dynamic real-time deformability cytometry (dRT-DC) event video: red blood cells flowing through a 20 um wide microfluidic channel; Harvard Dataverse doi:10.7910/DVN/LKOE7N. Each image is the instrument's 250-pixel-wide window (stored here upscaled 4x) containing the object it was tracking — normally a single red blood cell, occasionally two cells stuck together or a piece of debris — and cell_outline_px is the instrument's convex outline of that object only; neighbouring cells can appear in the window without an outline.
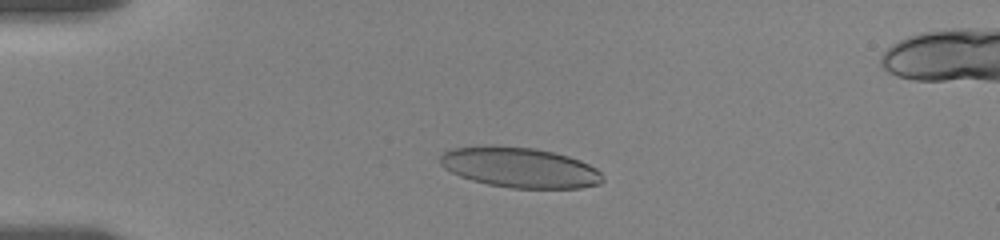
{"species": "human", "species_latin": "Homo sapiens", "temperature_condition": "room temperature", "stored_images_in_passage": 14, "camera_frame_rate_fps": 3000, "um_per_image_px": 0.085, "donor": {"sex": "female"}, "frame": {"image": 1, "passage_image": 2, "time_ms": 0.333, "image_size_px": [1000, 240], "cell_outline_px": [[604, 180], [600, 184], [580, 188], [512, 188], [488, 184], [472, 180], [460, 176], [444, 168], [440, 164], [440, 156], [444, 152], [452, 148], [492, 144], [536, 148], [568, 156], [580, 160], [596, 168], [604, 176]], "centroid_in_image_um": [44.18, 14.22], "position_along_channel_um": 40.8, "area_um2": 38.44}}
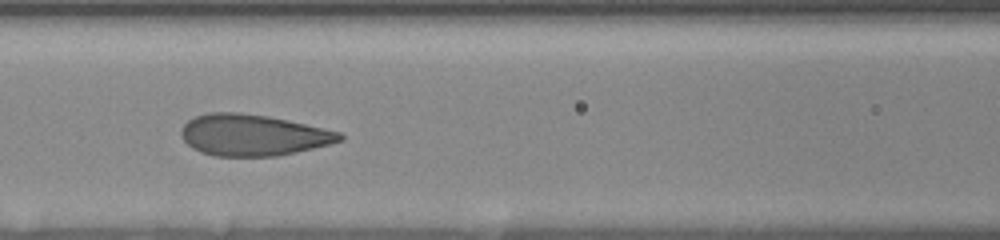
{"frame": {"image": 2, "passage_image": 11, "time_ms": 3.333, "image_size_px": [1000, 240], "cell_outline_px": [[344, 140], [296, 152], [276, 156], [216, 156], [200, 152], [192, 148], [180, 136], [180, 132], [184, 124], [188, 120], [196, 116], [208, 112], [240, 112], [268, 116], [288, 120], [340, 132], [344, 136]], "centroid_in_image_um": [21.47, 11.47], "position_along_channel_um": 145.1, "area_um2": 38.15}}
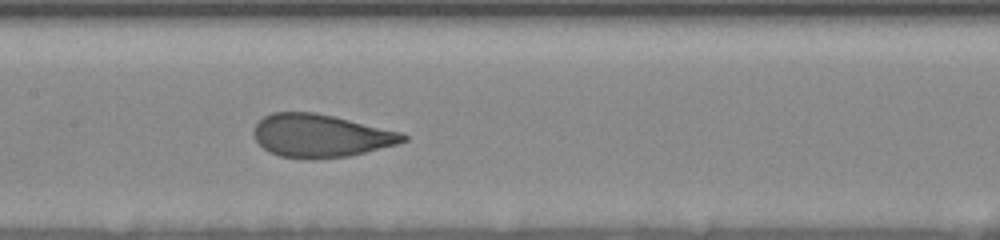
{"frame": {"image": 3, "passage_image": 14, "time_ms": 4.333, "image_size_px": [1000, 240], "cell_outline_px": [[408, 140], [396, 144], [348, 156], [312, 160], [308, 160], [280, 156], [264, 148], [256, 140], [252, 132], [256, 124], [264, 116], [272, 112], [316, 112], [404, 132], [408, 136]], "centroid_in_image_um": [27.27, 11.53], "position_along_channel_um": 180.1, "area_um2": 37.57}}